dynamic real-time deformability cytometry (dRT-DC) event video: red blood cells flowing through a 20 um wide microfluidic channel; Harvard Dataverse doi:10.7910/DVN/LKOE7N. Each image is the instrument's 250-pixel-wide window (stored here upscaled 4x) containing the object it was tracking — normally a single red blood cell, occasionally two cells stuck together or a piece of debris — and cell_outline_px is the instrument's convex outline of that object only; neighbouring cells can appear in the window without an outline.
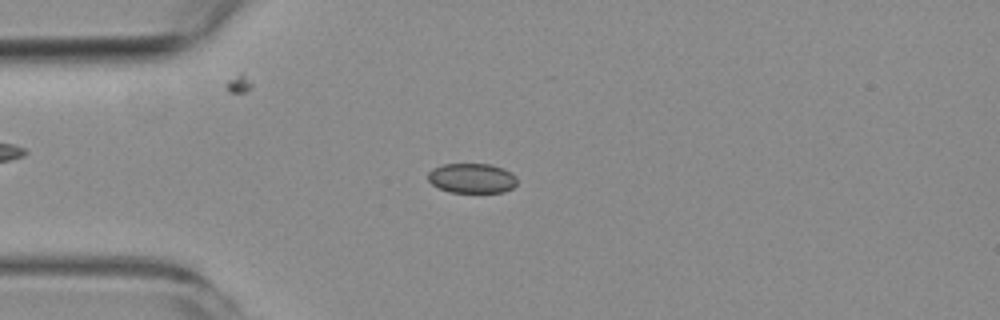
{"species": "common noctule bat (a hibernating species)", "species_latin": "Nyctalus noctula", "temperature_condition": "room temperature", "stored_images_in_passage": 6, "camera_frame_rate_fps": 3000, "um_per_image_px": 0.085, "animal": {"sex": "female", "body_mass_g": 19.3, "forearm_length_mm": 54.1}, "frame": {"image": 1, "passage_image": 4, "time_ms": 3.333, "image_size_px": [1000, 320], "cell_outline_px": [[516, 184], [512, 188], [504, 192], [448, 192], [432, 184], [428, 180], [428, 172], [432, 168], [444, 164], [492, 164], [504, 168], [512, 172], [516, 176]], "centroid_in_image_um": [40.12, 15.14], "position_along_channel_um": 44.9, "area_um2": 15.61}}
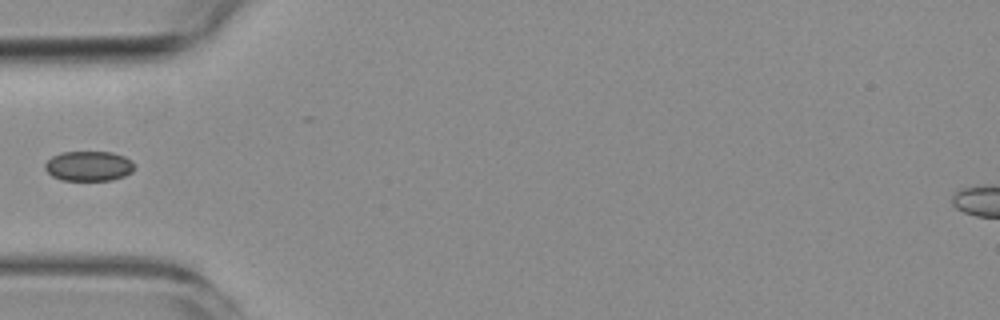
{"frame": {"image": 2, "passage_image": 5, "time_ms": 4.667, "image_size_px": [1000, 320], "cell_outline_px": [[136, 168], [132, 172], [124, 176], [112, 180], [60, 180], [52, 176], [44, 168], [44, 164], [52, 156], [60, 152], [112, 152], [124, 156], [132, 160], [136, 164]], "centroid_in_image_um": [7.57, 14.11], "position_along_channel_um": 77.4, "area_um2": 15.84}}
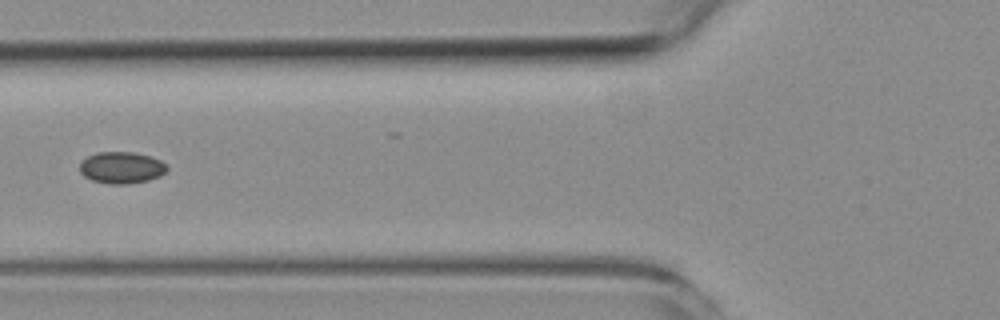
{"frame": {"image": 3, "passage_image": 6, "time_ms": 5.667, "image_size_px": [1000, 320], "cell_outline_px": [[168, 168], [160, 176], [148, 180], [128, 184], [108, 184], [92, 180], [84, 176], [80, 172], [80, 164], [88, 156], [96, 152], [132, 152], [148, 156], [160, 160]], "centroid_in_image_um": [10.31, 14.25], "position_along_channel_um": 115.5, "area_um2": 15.95}}